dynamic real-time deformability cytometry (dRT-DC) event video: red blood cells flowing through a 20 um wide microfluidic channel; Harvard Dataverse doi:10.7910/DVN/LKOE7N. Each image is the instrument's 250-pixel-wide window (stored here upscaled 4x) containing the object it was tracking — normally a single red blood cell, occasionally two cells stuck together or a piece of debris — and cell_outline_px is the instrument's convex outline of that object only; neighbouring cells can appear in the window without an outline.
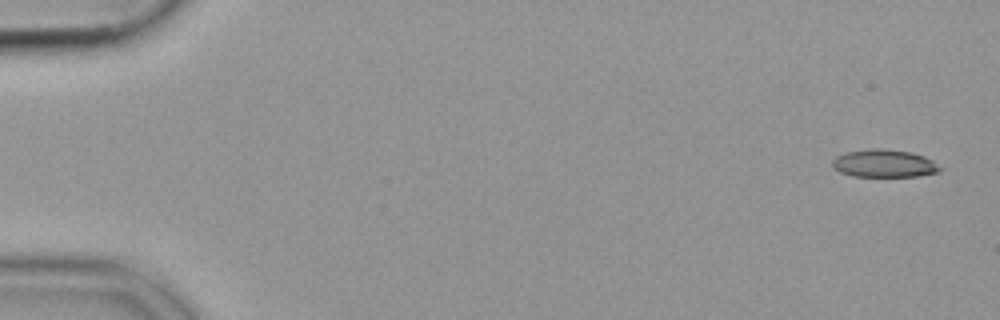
{"species": "common noctule bat (a hibernating species)", "species_latin": "Nyctalus noctula", "temperature_condition": "cold", "stored_images_in_passage": 53, "camera_frame_rate_fps": 3000, "um_per_image_px": 0.085, "animal": {"sex": "female", "body_mass_g": 19.9}, "frame": {"image": 1, "passage_image": 1, "time_ms": 0.0, "image_size_px": [1000, 320], "cell_outline_px": [[944, 168], [940, 172], [916, 176], [852, 176], [840, 172], [832, 168], [832, 160], [836, 156], [848, 152], [872, 148], [880, 148], [912, 152], [924, 156], [932, 160]], "centroid_in_image_um": [75.17, 13.89], "position_along_channel_um": 9.8, "area_um2": 17.51}}
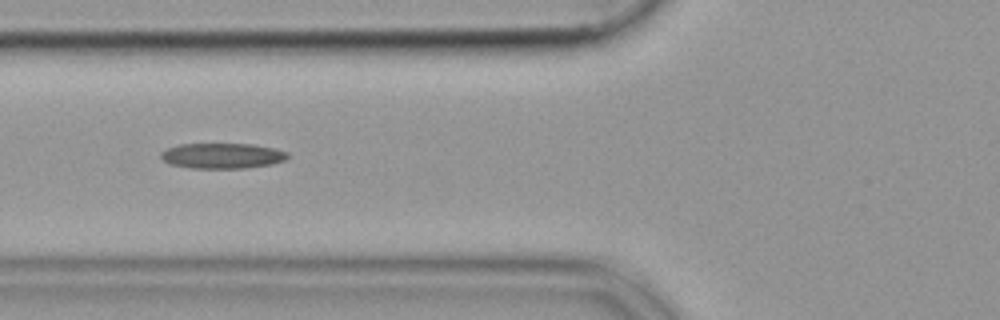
{"frame": {"image": 2, "passage_image": 20, "time_ms": 6.333, "image_size_px": [1000, 320], "cell_outline_px": [[288, 156], [284, 160], [272, 164], [244, 168], [192, 168], [168, 164], [160, 156], [160, 152], [168, 148], [180, 144], [252, 144], [272, 148], [288, 152]], "centroid_in_image_um": [18.86, 13.24], "position_along_channel_um": 106.9, "area_um2": 18.67}}
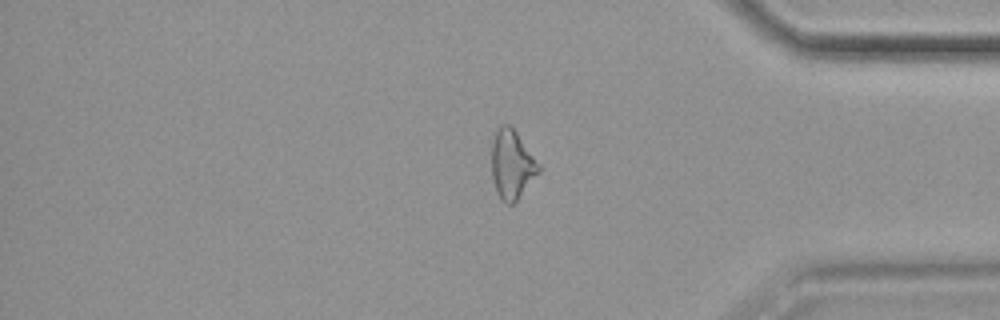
{"frame": {"image": 3, "passage_image": 44, "time_ms": 14.333, "image_size_px": [1000, 320], "cell_outline_px": [[540, 172], [516, 200], [512, 204], [508, 204], [500, 200], [496, 192], [492, 176], [492, 140], [500, 124], [508, 124], [516, 132], [540, 164]], "centroid_in_image_um": [43.5, 13.99], "position_along_channel_um": 391.7, "area_um2": 18.79}}